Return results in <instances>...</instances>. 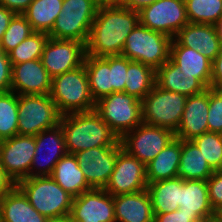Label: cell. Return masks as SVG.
I'll list each match as a JSON object with an SVG mask.
<instances>
[{"instance_id": "cell-44", "label": "cell", "mask_w": 222, "mask_h": 222, "mask_svg": "<svg viewBox=\"0 0 222 222\" xmlns=\"http://www.w3.org/2000/svg\"><path fill=\"white\" fill-rule=\"evenodd\" d=\"M33 0H0V5L13 11L15 14H23Z\"/></svg>"}, {"instance_id": "cell-50", "label": "cell", "mask_w": 222, "mask_h": 222, "mask_svg": "<svg viewBox=\"0 0 222 222\" xmlns=\"http://www.w3.org/2000/svg\"><path fill=\"white\" fill-rule=\"evenodd\" d=\"M99 4H102V3H107L108 0H96Z\"/></svg>"}, {"instance_id": "cell-2", "label": "cell", "mask_w": 222, "mask_h": 222, "mask_svg": "<svg viewBox=\"0 0 222 222\" xmlns=\"http://www.w3.org/2000/svg\"><path fill=\"white\" fill-rule=\"evenodd\" d=\"M60 124L66 151L70 154L96 147L116 146L120 142L95 110L62 115Z\"/></svg>"}, {"instance_id": "cell-38", "label": "cell", "mask_w": 222, "mask_h": 222, "mask_svg": "<svg viewBox=\"0 0 222 222\" xmlns=\"http://www.w3.org/2000/svg\"><path fill=\"white\" fill-rule=\"evenodd\" d=\"M102 58L110 65L113 92H124L128 58L122 55L105 56Z\"/></svg>"}, {"instance_id": "cell-34", "label": "cell", "mask_w": 222, "mask_h": 222, "mask_svg": "<svg viewBox=\"0 0 222 222\" xmlns=\"http://www.w3.org/2000/svg\"><path fill=\"white\" fill-rule=\"evenodd\" d=\"M18 135V95L0 93V140Z\"/></svg>"}, {"instance_id": "cell-5", "label": "cell", "mask_w": 222, "mask_h": 222, "mask_svg": "<svg viewBox=\"0 0 222 222\" xmlns=\"http://www.w3.org/2000/svg\"><path fill=\"white\" fill-rule=\"evenodd\" d=\"M172 39L169 35L138 23L127 36L121 55L156 70L170 59Z\"/></svg>"}, {"instance_id": "cell-24", "label": "cell", "mask_w": 222, "mask_h": 222, "mask_svg": "<svg viewBox=\"0 0 222 222\" xmlns=\"http://www.w3.org/2000/svg\"><path fill=\"white\" fill-rule=\"evenodd\" d=\"M155 84L164 90L186 97L202 93L207 88L194 76L183 74L171 59L155 70Z\"/></svg>"}, {"instance_id": "cell-47", "label": "cell", "mask_w": 222, "mask_h": 222, "mask_svg": "<svg viewBox=\"0 0 222 222\" xmlns=\"http://www.w3.org/2000/svg\"><path fill=\"white\" fill-rule=\"evenodd\" d=\"M157 0H120L118 3L128 9L139 11Z\"/></svg>"}, {"instance_id": "cell-43", "label": "cell", "mask_w": 222, "mask_h": 222, "mask_svg": "<svg viewBox=\"0 0 222 222\" xmlns=\"http://www.w3.org/2000/svg\"><path fill=\"white\" fill-rule=\"evenodd\" d=\"M210 88L222 90V46L219 54L212 61Z\"/></svg>"}, {"instance_id": "cell-37", "label": "cell", "mask_w": 222, "mask_h": 222, "mask_svg": "<svg viewBox=\"0 0 222 222\" xmlns=\"http://www.w3.org/2000/svg\"><path fill=\"white\" fill-rule=\"evenodd\" d=\"M33 32L26 17L23 14H15L0 40V49L8 54Z\"/></svg>"}, {"instance_id": "cell-6", "label": "cell", "mask_w": 222, "mask_h": 222, "mask_svg": "<svg viewBox=\"0 0 222 222\" xmlns=\"http://www.w3.org/2000/svg\"><path fill=\"white\" fill-rule=\"evenodd\" d=\"M99 5L96 0H63L49 37L77 40L86 45Z\"/></svg>"}, {"instance_id": "cell-15", "label": "cell", "mask_w": 222, "mask_h": 222, "mask_svg": "<svg viewBox=\"0 0 222 222\" xmlns=\"http://www.w3.org/2000/svg\"><path fill=\"white\" fill-rule=\"evenodd\" d=\"M146 166L125 149L117 154L114 170L104 188L112 196L147 189Z\"/></svg>"}, {"instance_id": "cell-3", "label": "cell", "mask_w": 222, "mask_h": 222, "mask_svg": "<svg viewBox=\"0 0 222 222\" xmlns=\"http://www.w3.org/2000/svg\"><path fill=\"white\" fill-rule=\"evenodd\" d=\"M16 186L31 205L47 219L70 216L74 197L51 176L25 178Z\"/></svg>"}, {"instance_id": "cell-22", "label": "cell", "mask_w": 222, "mask_h": 222, "mask_svg": "<svg viewBox=\"0 0 222 222\" xmlns=\"http://www.w3.org/2000/svg\"><path fill=\"white\" fill-rule=\"evenodd\" d=\"M116 222H154V213L147 189L113 196Z\"/></svg>"}, {"instance_id": "cell-33", "label": "cell", "mask_w": 222, "mask_h": 222, "mask_svg": "<svg viewBox=\"0 0 222 222\" xmlns=\"http://www.w3.org/2000/svg\"><path fill=\"white\" fill-rule=\"evenodd\" d=\"M189 23L215 25L222 18V0H184Z\"/></svg>"}, {"instance_id": "cell-11", "label": "cell", "mask_w": 222, "mask_h": 222, "mask_svg": "<svg viewBox=\"0 0 222 222\" xmlns=\"http://www.w3.org/2000/svg\"><path fill=\"white\" fill-rule=\"evenodd\" d=\"M139 23L174 38L189 23L184 0H157L138 11Z\"/></svg>"}, {"instance_id": "cell-4", "label": "cell", "mask_w": 222, "mask_h": 222, "mask_svg": "<svg viewBox=\"0 0 222 222\" xmlns=\"http://www.w3.org/2000/svg\"><path fill=\"white\" fill-rule=\"evenodd\" d=\"M50 96L61 115L95 109L84 64L53 77Z\"/></svg>"}, {"instance_id": "cell-23", "label": "cell", "mask_w": 222, "mask_h": 222, "mask_svg": "<svg viewBox=\"0 0 222 222\" xmlns=\"http://www.w3.org/2000/svg\"><path fill=\"white\" fill-rule=\"evenodd\" d=\"M170 59L180 67L183 74L196 77L206 88H210V59L194 49L181 46L174 38L170 45Z\"/></svg>"}, {"instance_id": "cell-42", "label": "cell", "mask_w": 222, "mask_h": 222, "mask_svg": "<svg viewBox=\"0 0 222 222\" xmlns=\"http://www.w3.org/2000/svg\"><path fill=\"white\" fill-rule=\"evenodd\" d=\"M11 71L12 65L8 54L0 49V93L11 90Z\"/></svg>"}, {"instance_id": "cell-1", "label": "cell", "mask_w": 222, "mask_h": 222, "mask_svg": "<svg viewBox=\"0 0 222 222\" xmlns=\"http://www.w3.org/2000/svg\"><path fill=\"white\" fill-rule=\"evenodd\" d=\"M139 23L138 11L118 2L99 5L86 43V55H121L127 36Z\"/></svg>"}, {"instance_id": "cell-17", "label": "cell", "mask_w": 222, "mask_h": 222, "mask_svg": "<svg viewBox=\"0 0 222 222\" xmlns=\"http://www.w3.org/2000/svg\"><path fill=\"white\" fill-rule=\"evenodd\" d=\"M71 222H116L113 196L93 188L73 198Z\"/></svg>"}, {"instance_id": "cell-12", "label": "cell", "mask_w": 222, "mask_h": 222, "mask_svg": "<svg viewBox=\"0 0 222 222\" xmlns=\"http://www.w3.org/2000/svg\"><path fill=\"white\" fill-rule=\"evenodd\" d=\"M36 150L35 136L15 135L0 142V166L17 184L30 177V168Z\"/></svg>"}, {"instance_id": "cell-9", "label": "cell", "mask_w": 222, "mask_h": 222, "mask_svg": "<svg viewBox=\"0 0 222 222\" xmlns=\"http://www.w3.org/2000/svg\"><path fill=\"white\" fill-rule=\"evenodd\" d=\"M61 114L50 95H18V134L35 136L60 124Z\"/></svg>"}, {"instance_id": "cell-40", "label": "cell", "mask_w": 222, "mask_h": 222, "mask_svg": "<svg viewBox=\"0 0 222 222\" xmlns=\"http://www.w3.org/2000/svg\"><path fill=\"white\" fill-rule=\"evenodd\" d=\"M206 181L210 205L214 212L222 218V169L214 171Z\"/></svg>"}, {"instance_id": "cell-39", "label": "cell", "mask_w": 222, "mask_h": 222, "mask_svg": "<svg viewBox=\"0 0 222 222\" xmlns=\"http://www.w3.org/2000/svg\"><path fill=\"white\" fill-rule=\"evenodd\" d=\"M208 132L222 131V90L209 88Z\"/></svg>"}, {"instance_id": "cell-31", "label": "cell", "mask_w": 222, "mask_h": 222, "mask_svg": "<svg viewBox=\"0 0 222 222\" xmlns=\"http://www.w3.org/2000/svg\"><path fill=\"white\" fill-rule=\"evenodd\" d=\"M63 0H33L23 13L34 32L49 34L59 16Z\"/></svg>"}, {"instance_id": "cell-7", "label": "cell", "mask_w": 222, "mask_h": 222, "mask_svg": "<svg viewBox=\"0 0 222 222\" xmlns=\"http://www.w3.org/2000/svg\"><path fill=\"white\" fill-rule=\"evenodd\" d=\"M187 97L159 88L156 84L141 100L142 122L174 133L180 125Z\"/></svg>"}, {"instance_id": "cell-26", "label": "cell", "mask_w": 222, "mask_h": 222, "mask_svg": "<svg viewBox=\"0 0 222 222\" xmlns=\"http://www.w3.org/2000/svg\"><path fill=\"white\" fill-rule=\"evenodd\" d=\"M181 159V139L174 138L146 165L148 183L178 177Z\"/></svg>"}, {"instance_id": "cell-27", "label": "cell", "mask_w": 222, "mask_h": 222, "mask_svg": "<svg viewBox=\"0 0 222 222\" xmlns=\"http://www.w3.org/2000/svg\"><path fill=\"white\" fill-rule=\"evenodd\" d=\"M51 177L73 197L93 189L87 183L74 154L66 153L56 163Z\"/></svg>"}, {"instance_id": "cell-49", "label": "cell", "mask_w": 222, "mask_h": 222, "mask_svg": "<svg viewBox=\"0 0 222 222\" xmlns=\"http://www.w3.org/2000/svg\"><path fill=\"white\" fill-rule=\"evenodd\" d=\"M215 27L222 44V18L215 24Z\"/></svg>"}, {"instance_id": "cell-14", "label": "cell", "mask_w": 222, "mask_h": 222, "mask_svg": "<svg viewBox=\"0 0 222 222\" xmlns=\"http://www.w3.org/2000/svg\"><path fill=\"white\" fill-rule=\"evenodd\" d=\"M121 141L116 146L96 147L75 153L81 171L92 188L104 189L114 170Z\"/></svg>"}, {"instance_id": "cell-51", "label": "cell", "mask_w": 222, "mask_h": 222, "mask_svg": "<svg viewBox=\"0 0 222 222\" xmlns=\"http://www.w3.org/2000/svg\"><path fill=\"white\" fill-rule=\"evenodd\" d=\"M120 0H108V2H119Z\"/></svg>"}, {"instance_id": "cell-8", "label": "cell", "mask_w": 222, "mask_h": 222, "mask_svg": "<svg viewBox=\"0 0 222 222\" xmlns=\"http://www.w3.org/2000/svg\"><path fill=\"white\" fill-rule=\"evenodd\" d=\"M94 110L119 139L142 123L141 101L125 92H113L99 99Z\"/></svg>"}, {"instance_id": "cell-48", "label": "cell", "mask_w": 222, "mask_h": 222, "mask_svg": "<svg viewBox=\"0 0 222 222\" xmlns=\"http://www.w3.org/2000/svg\"><path fill=\"white\" fill-rule=\"evenodd\" d=\"M46 222H71L70 216H64L59 218H50Z\"/></svg>"}, {"instance_id": "cell-18", "label": "cell", "mask_w": 222, "mask_h": 222, "mask_svg": "<svg viewBox=\"0 0 222 222\" xmlns=\"http://www.w3.org/2000/svg\"><path fill=\"white\" fill-rule=\"evenodd\" d=\"M52 77L41 59L12 65L11 90L17 95H50Z\"/></svg>"}, {"instance_id": "cell-16", "label": "cell", "mask_w": 222, "mask_h": 222, "mask_svg": "<svg viewBox=\"0 0 222 222\" xmlns=\"http://www.w3.org/2000/svg\"><path fill=\"white\" fill-rule=\"evenodd\" d=\"M35 143L30 177L51 176L56 163L67 153L61 124L35 135Z\"/></svg>"}, {"instance_id": "cell-32", "label": "cell", "mask_w": 222, "mask_h": 222, "mask_svg": "<svg viewBox=\"0 0 222 222\" xmlns=\"http://www.w3.org/2000/svg\"><path fill=\"white\" fill-rule=\"evenodd\" d=\"M124 92L142 100L155 85V70L149 65L128 59Z\"/></svg>"}, {"instance_id": "cell-25", "label": "cell", "mask_w": 222, "mask_h": 222, "mask_svg": "<svg viewBox=\"0 0 222 222\" xmlns=\"http://www.w3.org/2000/svg\"><path fill=\"white\" fill-rule=\"evenodd\" d=\"M46 221L17 186L0 199V222Z\"/></svg>"}, {"instance_id": "cell-45", "label": "cell", "mask_w": 222, "mask_h": 222, "mask_svg": "<svg viewBox=\"0 0 222 222\" xmlns=\"http://www.w3.org/2000/svg\"><path fill=\"white\" fill-rule=\"evenodd\" d=\"M16 184L14 181L5 173V170L0 166V199L10 192Z\"/></svg>"}, {"instance_id": "cell-46", "label": "cell", "mask_w": 222, "mask_h": 222, "mask_svg": "<svg viewBox=\"0 0 222 222\" xmlns=\"http://www.w3.org/2000/svg\"><path fill=\"white\" fill-rule=\"evenodd\" d=\"M15 13L6 7L0 5V40L7 30L11 19L14 17Z\"/></svg>"}, {"instance_id": "cell-29", "label": "cell", "mask_w": 222, "mask_h": 222, "mask_svg": "<svg viewBox=\"0 0 222 222\" xmlns=\"http://www.w3.org/2000/svg\"><path fill=\"white\" fill-rule=\"evenodd\" d=\"M214 171L191 140H181L178 177L183 180H207Z\"/></svg>"}, {"instance_id": "cell-19", "label": "cell", "mask_w": 222, "mask_h": 222, "mask_svg": "<svg viewBox=\"0 0 222 222\" xmlns=\"http://www.w3.org/2000/svg\"><path fill=\"white\" fill-rule=\"evenodd\" d=\"M209 88L202 93L187 97L180 125L175 137L181 140L193 138L208 132Z\"/></svg>"}, {"instance_id": "cell-28", "label": "cell", "mask_w": 222, "mask_h": 222, "mask_svg": "<svg viewBox=\"0 0 222 222\" xmlns=\"http://www.w3.org/2000/svg\"><path fill=\"white\" fill-rule=\"evenodd\" d=\"M147 191L150 195L154 214L172 212L180 207V177L148 183Z\"/></svg>"}, {"instance_id": "cell-13", "label": "cell", "mask_w": 222, "mask_h": 222, "mask_svg": "<svg viewBox=\"0 0 222 222\" xmlns=\"http://www.w3.org/2000/svg\"><path fill=\"white\" fill-rule=\"evenodd\" d=\"M86 46L77 40L49 37L41 56L43 66L53 78L84 64Z\"/></svg>"}, {"instance_id": "cell-36", "label": "cell", "mask_w": 222, "mask_h": 222, "mask_svg": "<svg viewBox=\"0 0 222 222\" xmlns=\"http://www.w3.org/2000/svg\"><path fill=\"white\" fill-rule=\"evenodd\" d=\"M191 141L201 151L213 171L222 169V138L220 133L205 132Z\"/></svg>"}, {"instance_id": "cell-35", "label": "cell", "mask_w": 222, "mask_h": 222, "mask_svg": "<svg viewBox=\"0 0 222 222\" xmlns=\"http://www.w3.org/2000/svg\"><path fill=\"white\" fill-rule=\"evenodd\" d=\"M49 35L43 32H33L17 47L8 53L11 65L41 59Z\"/></svg>"}, {"instance_id": "cell-21", "label": "cell", "mask_w": 222, "mask_h": 222, "mask_svg": "<svg viewBox=\"0 0 222 222\" xmlns=\"http://www.w3.org/2000/svg\"><path fill=\"white\" fill-rule=\"evenodd\" d=\"M179 206L183 212L196 213L204 222L221 220L210 205L206 180L181 179Z\"/></svg>"}, {"instance_id": "cell-10", "label": "cell", "mask_w": 222, "mask_h": 222, "mask_svg": "<svg viewBox=\"0 0 222 222\" xmlns=\"http://www.w3.org/2000/svg\"><path fill=\"white\" fill-rule=\"evenodd\" d=\"M174 138L175 133L172 130L142 122L127 132L120 141L123 149L146 166Z\"/></svg>"}, {"instance_id": "cell-41", "label": "cell", "mask_w": 222, "mask_h": 222, "mask_svg": "<svg viewBox=\"0 0 222 222\" xmlns=\"http://www.w3.org/2000/svg\"><path fill=\"white\" fill-rule=\"evenodd\" d=\"M154 222H204L196 213H187L179 208L172 212L154 214Z\"/></svg>"}, {"instance_id": "cell-20", "label": "cell", "mask_w": 222, "mask_h": 222, "mask_svg": "<svg viewBox=\"0 0 222 222\" xmlns=\"http://www.w3.org/2000/svg\"><path fill=\"white\" fill-rule=\"evenodd\" d=\"M181 45L200 52L213 61L221 49L215 25L188 23L174 37Z\"/></svg>"}, {"instance_id": "cell-30", "label": "cell", "mask_w": 222, "mask_h": 222, "mask_svg": "<svg viewBox=\"0 0 222 222\" xmlns=\"http://www.w3.org/2000/svg\"><path fill=\"white\" fill-rule=\"evenodd\" d=\"M85 69L89 79L90 94L95 102L113 93L110 65L102 57L86 55Z\"/></svg>"}]
</instances>
